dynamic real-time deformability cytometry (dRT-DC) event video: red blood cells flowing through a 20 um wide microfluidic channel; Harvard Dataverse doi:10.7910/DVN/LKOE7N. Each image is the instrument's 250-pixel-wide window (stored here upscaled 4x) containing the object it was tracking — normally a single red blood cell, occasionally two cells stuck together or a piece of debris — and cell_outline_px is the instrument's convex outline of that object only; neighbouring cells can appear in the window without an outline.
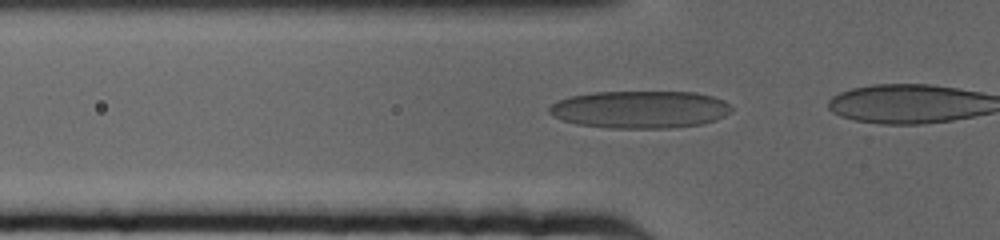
{"species": "human", "species_latin": "Homo sapiens", "temperature_condition": "cold", "stored_images_in_passage": 8, "camera_frame_rate_fps": 3000, "um_per_image_px": 0.085, "donor": {"sex": "female"}, "frame": {"image": 1, "passage_image": 2, "time_ms": 0.333, "image_size_px": [1000, 240], "cell_outline_px": [[732, 112], [716, 120], [704, 124], [668, 128], [608, 128], [576, 124], [552, 116], [548, 112], [548, 108], [556, 100], [568, 96], [596, 92], [696, 92], [712, 96], [724, 100], [732, 104]], "centroid_in_image_um": [54.42, 9.3], "position_along_channel_um": 71.4, "area_um2": 40.23}}
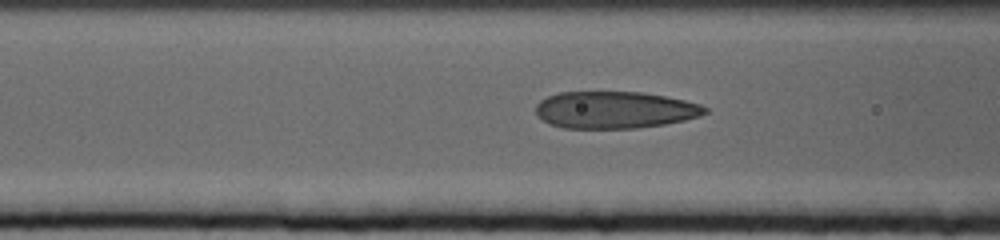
{"frame": {"image": 2, "passage_image": 6, "time_ms": 1.667, "image_size_px": [1000, 240], "cell_outline_px": [[708, 112], [700, 116], [684, 120], [664, 124], [636, 128], [564, 128], [552, 124], [544, 120], [536, 112], [536, 104], [540, 100], [548, 96], [560, 92], [640, 92], [664, 96], [684, 100], [700, 104], [708, 108]], "centroid_in_image_um": [52.27, 9.34], "position_along_channel_um": 114.3, "area_um2": 36.3}}